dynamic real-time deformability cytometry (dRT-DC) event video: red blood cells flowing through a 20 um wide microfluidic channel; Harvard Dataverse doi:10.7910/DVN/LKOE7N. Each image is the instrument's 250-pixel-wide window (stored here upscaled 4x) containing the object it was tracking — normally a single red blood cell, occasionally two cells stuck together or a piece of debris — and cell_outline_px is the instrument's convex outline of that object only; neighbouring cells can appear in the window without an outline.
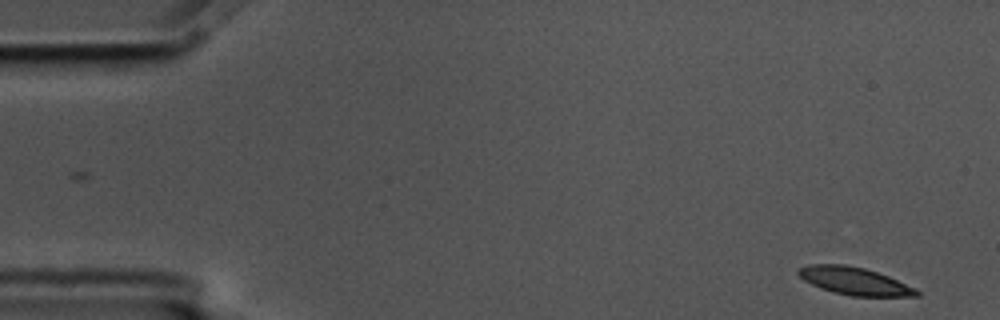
{"species": "common noctule bat (a hibernating species)", "species_latin": "Nyctalus noctula", "temperature_condition": "cold", "stored_images_in_passage": 4, "camera_frame_rate_fps": 3000, "um_per_image_px": 0.085, "animal": {"sex": "male", "body_mass_g": 17.5, "forearm_length_mm": 52.3}, "frame": {"image": 1, "passage_image": 1, "time_ms": 0.0, "image_size_px": [1000, 320], "cell_outline_px": [[920, 296], [852, 296], [820, 288], [804, 280], [796, 272], [796, 268], [808, 264], [844, 264], [864, 268], [888, 276], [916, 288], [920, 292]], "centroid_in_image_um": [72.61, 23.88], "position_along_channel_um": 12.4, "area_um2": 18.96}}